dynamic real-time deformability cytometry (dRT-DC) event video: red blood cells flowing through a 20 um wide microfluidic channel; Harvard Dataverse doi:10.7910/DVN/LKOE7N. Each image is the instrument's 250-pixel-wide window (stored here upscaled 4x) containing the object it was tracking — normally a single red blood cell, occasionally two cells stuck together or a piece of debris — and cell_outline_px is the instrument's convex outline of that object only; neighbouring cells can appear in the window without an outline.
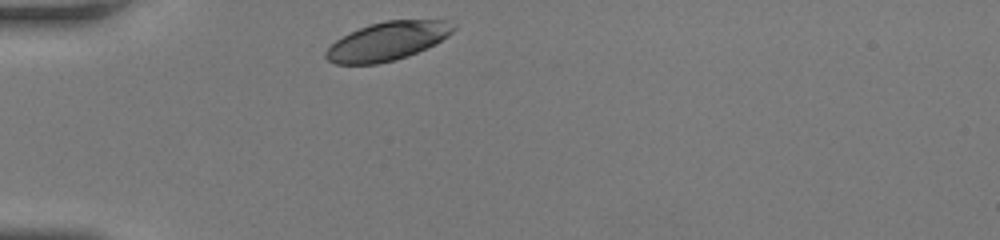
{"species": "human", "species_latin": "Homo sapiens", "temperature_condition": "room temperature", "stored_images_in_passage": 28, "camera_frame_rate_fps": 3000, "um_per_image_px": 0.085, "donor": {"sex": "female"}, "frame": {"image": 1, "passage_image": 1, "time_ms": 0.0, "image_size_px": [1000, 240], "cell_outline_px": [[456, 28], [448, 36], [436, 44], [408, 56], [396, 60], [376, 64], [336, 64], [328, 60], [324, 56], [324, 52], [336, 40], [360, 28], [372, 24], [388, 20], [444, 20], [456, 24]], "centroid_in_image_um": [32.97, 3.51], "position_along_channel_um": 52.0, "area_um2": 28.5}}
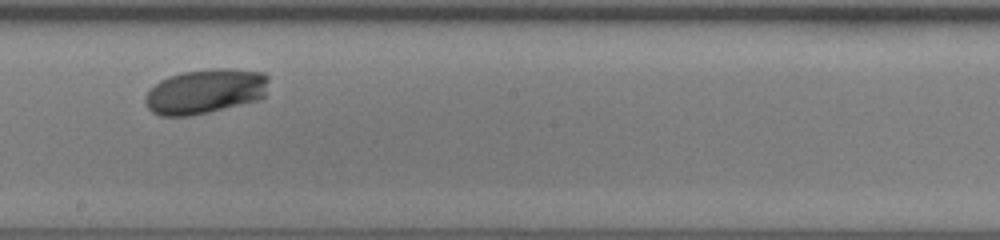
{"frame": {"image": 2, "passage_image": 16, "time_ms": 5.0, "image_size_px": [1000, 240], "cell_outline_px": [[268, 80], [264, 96], [260, 100], [208, 112], [188, 116], [160, 116], [152, 112], [148, 108], [144, 100], [144, 96], [160, 80], [168, 76], [184, 72], [212, 68], [228, 68], [264, 72], [268, 76]], "centroid_in_image_um": [17.46, 7.76], "position_along_channel_um": 230.7, "area_um2": 32.31}}
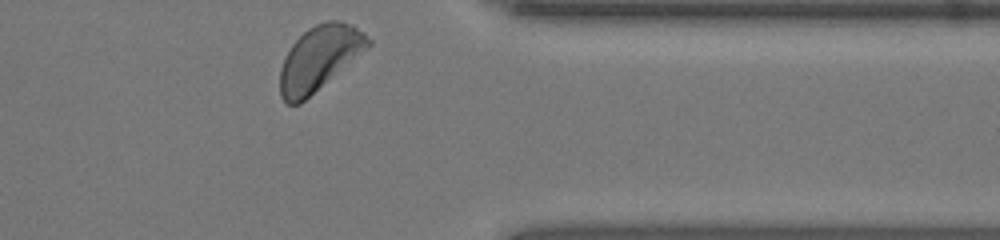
{"frame": {"image": 3, "passage_image": 28, "time_ms": 9.0, "image_size_px": [1000, 240], "cell_outline_px": [[372, 44], [368, 48], [300, 104], [288, 104], [280, 96], [280, 68], [284, 56], [292, 44], [308, 28], [316, 24], [328, 20], [336, 20], [352, 24], [364, 32], [372, 40]], "centroid_in_image_um": [27.14, 4.93], "position_along_channel_um": 384.3, "area_um2": 33.0}, "authors_computed_cell_mechanics": {"area_um2": 31.2987, "velocity_mm_per_s": 4.0094, "shape_relaxation_time_tau1_ms": 1.6517, "shape_relaxation_time_tau2_ms": null, "deformation_change_tau1": 0.0986, "deformation_change_tau2": null}}